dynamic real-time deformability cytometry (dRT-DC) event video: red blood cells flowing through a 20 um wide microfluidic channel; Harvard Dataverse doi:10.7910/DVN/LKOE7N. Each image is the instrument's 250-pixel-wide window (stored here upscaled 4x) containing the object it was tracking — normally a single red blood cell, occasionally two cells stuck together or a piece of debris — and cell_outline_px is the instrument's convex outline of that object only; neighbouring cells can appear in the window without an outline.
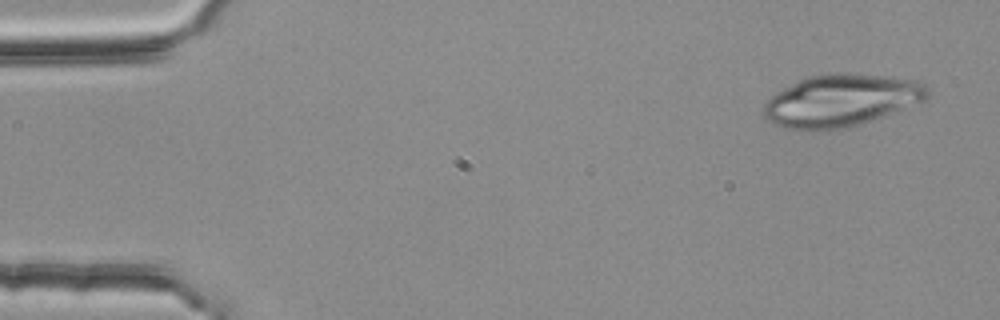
{"species": "common noctule bat (a hibernating species)", "species_latin": "Nyctalus noctula", "temperature_condition": "room temperature", "stored_images_in_passage": 4, "camera_frame_rate_fps": 3000, "um_per_image_px": 0.085, "animal": {"sex": "female", "body_mass_g": 25.1}, "frame": {"image": 1, "passage_image": 1, "time_ms": 0.0, "image_size_px": [1000, 320], "cell_outline_px": [[928, 96], [924, 100], [860, 124], [844, 128], [808, 132], [784, 128], [772, 124], [764, 116], [764, 104], [776, 92], [808, 76], [896, 76], [916, 80], [924, 84], [928, 88]], "centroid_in_image_um": [71.45, 8.6], "position_along_channel_um": 13.6, "area_um2": 48.67}}